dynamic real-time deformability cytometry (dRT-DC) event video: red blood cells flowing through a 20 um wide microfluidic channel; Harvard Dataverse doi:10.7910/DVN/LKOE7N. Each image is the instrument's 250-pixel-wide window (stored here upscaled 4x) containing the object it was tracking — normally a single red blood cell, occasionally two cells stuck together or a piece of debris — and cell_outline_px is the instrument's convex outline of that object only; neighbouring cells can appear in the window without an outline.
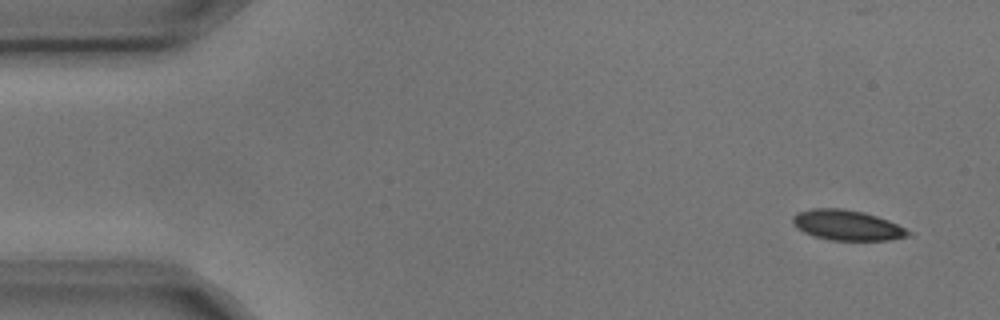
{"species": "common noctule bat (a hibernating species)", "species_latin": "Nyctalus noctula", "temperature_condition": "cold", "stored_images_in_passage": 3, "camera_frame_rate_fps": 3000, "um_per_image_px": 0.085, "animal": {"sex": "male", "body_mass_g": 17.9, "forearm_length_mm": 54.2}, "frame": {"image": 1, "passage_image": 1, "time_ms": 0.0, "image_size_px": [1000, 320], "cell_outline_px": [[912, 236], [888, 240], [828, 240], [812, 236], [796, 228], [792, 224], [792, 216], [796, 212], [812, 208], [840, 208], [864, 212], [888, 220], [912, 232]], "centroid_in_image_um": [71.96, 19.14], "position_along_channel_um": 13.0, "area_um2": 20.58}}